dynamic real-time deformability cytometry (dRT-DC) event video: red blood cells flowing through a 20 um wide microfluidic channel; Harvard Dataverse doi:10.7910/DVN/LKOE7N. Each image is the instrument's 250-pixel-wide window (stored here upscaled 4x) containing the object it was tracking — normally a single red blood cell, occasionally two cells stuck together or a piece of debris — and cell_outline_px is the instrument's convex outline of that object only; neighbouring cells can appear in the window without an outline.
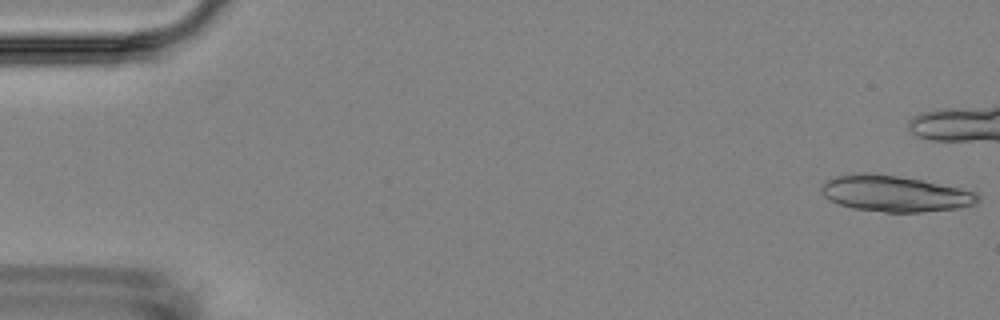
{"species": "Egyptian fruit bat (a non-hibernating species)", "species_latin": "Rousettus aegyptiacus", "temperature_condition": "room temperature", "stored_images_in_passage": 6, "camera_frame_rate_fps": 3000, "um_per_image_px": 0.085, "animal": {"sex": "female"}, "frame": {"image": 1, "passage_image": 1, "time_ms": 0.0, "image_size_px": [1000, 320], "cell_outline_px": [[980, 200], [976, 204], [956, 208], [920, 212], [884, 212], [856, 208], [840, 204], [824, 196], [824, 184], [828, 180], [836, 176], [864, 172], [872, 172], [924, 180], [960, 188], [972, 192], [980, 196]], "centroid_in_image_um": [76.11, 16.45], "position_along_channel_um": 8.9, "area_um2": 32.43}}